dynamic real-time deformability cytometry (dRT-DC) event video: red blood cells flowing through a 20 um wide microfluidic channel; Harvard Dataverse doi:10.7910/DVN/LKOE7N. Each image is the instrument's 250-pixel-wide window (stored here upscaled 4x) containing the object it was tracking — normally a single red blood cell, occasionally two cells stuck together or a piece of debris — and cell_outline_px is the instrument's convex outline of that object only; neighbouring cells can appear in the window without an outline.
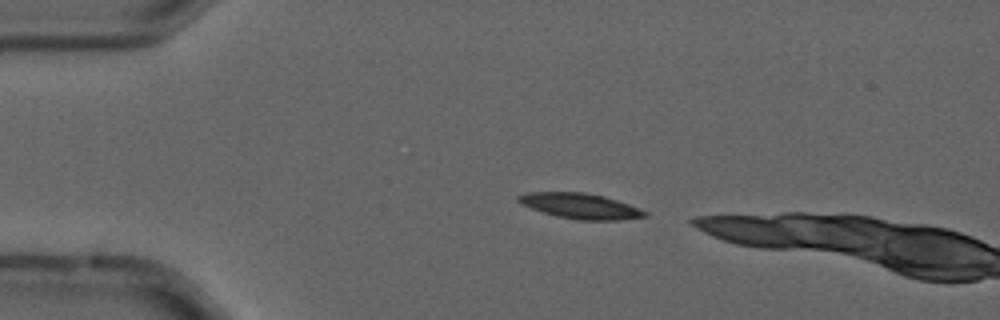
{"species": "common noctule bat (a hibernating species)", "species_latin": "Nyctalus noctula", "temperature_condition": "cold", "stored_images_in_passage": 2, "camera_frame_rate_fps": 3000, "um_per_image_px": 0.085, "animal": {"sex": "male", "forearm_length_mm": 52.5}, "frame": {"image": 1, "passage_image": 1, "time_ms": 0.0, "image_size_px": [1000, 320], "cell_outline_px": [[648, 216], [620, 220], [576, 220], [556, 216], [520, 204], [516, 200], [516, 196], [524, 192], [584, 192], [604, 196], [640, 208], [648, 212]], "centroid_in_image_um": [49.31, 17.51], "position_along_channel_um": 35.7, "area_um2": 18.84}}